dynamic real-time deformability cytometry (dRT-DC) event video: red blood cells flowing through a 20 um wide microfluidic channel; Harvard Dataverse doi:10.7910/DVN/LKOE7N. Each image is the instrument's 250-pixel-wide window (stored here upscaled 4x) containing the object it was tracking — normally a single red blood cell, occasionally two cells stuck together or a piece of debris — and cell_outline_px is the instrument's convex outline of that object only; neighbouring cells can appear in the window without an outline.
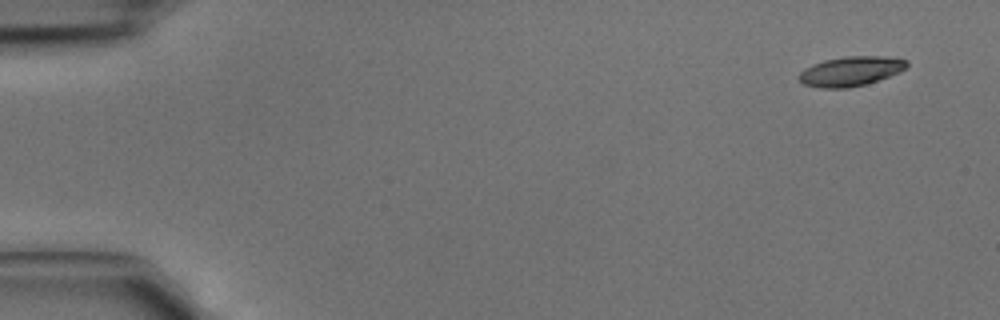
{"species": "common noctule bat (a hibernating species)", "species_latin": "Nyctalus noctula", "temperature_condition": "cold", "stored_images_in_passage": 4, "camera_frame_rate_fps": 3000, "um_per_image_px": 0.085, "animal": {"sex": "male", "body_mass_g": 15.6}, "frame": {"image": 1, "passage_image": 1, "time_ms": 0.0, "image_size_px": [1000, 320], "cell_outline_px": [[908, 64], [900, 72], [864, 84], [844, 88], [820, 88], [804, 84], [796, 76], [804, 68], [812, 64], [824, 60], [844, 56], [884, 56], [908, 60]], "centroid_in_image_um": [72.27, 6.04], "position_along_channel_um": 12.7, "area_um2": 18.5}}
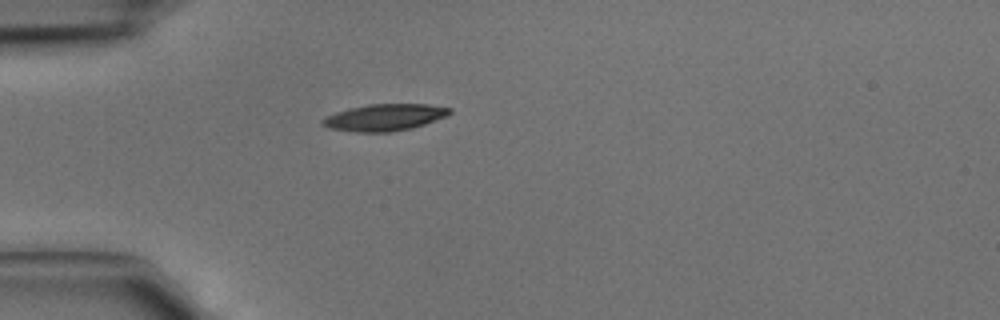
{"frame": {"image": 2, "passage_image": 4, "time_ms": 1.0, "image_size_px": [1000, 320], "cell_outline_px": [[452, 112], [448, 116], [412, 128], [392, 132], [356, 132], [328, 128], [320, 120], [336, 112], [348, 108], [368, 104], [428, 104], [452, 108]], "centroid_in_image_um": [32.72, 9.97], "position_along_channel_um": 52.3, "area_um2": 19.88}}